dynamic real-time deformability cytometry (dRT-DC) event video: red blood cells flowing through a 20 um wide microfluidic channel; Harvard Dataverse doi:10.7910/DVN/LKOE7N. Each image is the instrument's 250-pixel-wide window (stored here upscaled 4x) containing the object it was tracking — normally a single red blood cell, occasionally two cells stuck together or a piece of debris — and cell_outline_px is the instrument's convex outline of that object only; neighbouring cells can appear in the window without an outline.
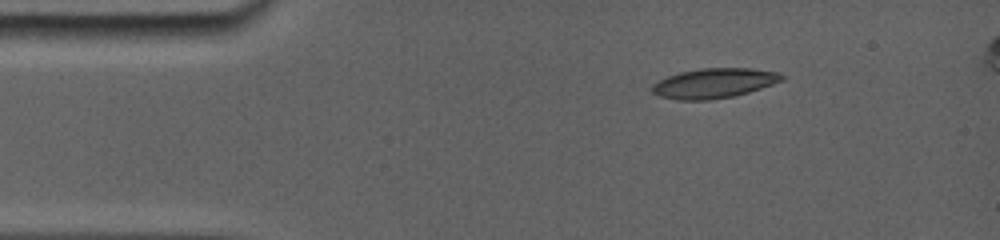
{"species": "common noctule bat (a hibernating species)", "species_latin": "Nyctalus noctula", "temperature_condition": "room temperature", "stored_images_in_passage": 3, "camera_frame_rate_fps": 5000, "um_per_image_px": 0.085, "animal": {"sex": "female", "body_mass_g": 19.0, "forearm_length_mm": 56.7}, "frame": {"image": 1, "passage_image": 1, "time_ms": 0.0, "image_size_px": [1000, 240], "cell_outline_px": [[784, 80], [748, 92], [732, 96], [708, 100], [680, 100], [660, 96], [652, 92], [648, 88], [652, 84], [668, 76], [680, 72], [700, 68], [752, 68], [780, 72], [784, 76]], "centroid_in_image_um": [60.68, 7.06], "position_along_channel_um": 24.3, "area_um2": 22.54}}